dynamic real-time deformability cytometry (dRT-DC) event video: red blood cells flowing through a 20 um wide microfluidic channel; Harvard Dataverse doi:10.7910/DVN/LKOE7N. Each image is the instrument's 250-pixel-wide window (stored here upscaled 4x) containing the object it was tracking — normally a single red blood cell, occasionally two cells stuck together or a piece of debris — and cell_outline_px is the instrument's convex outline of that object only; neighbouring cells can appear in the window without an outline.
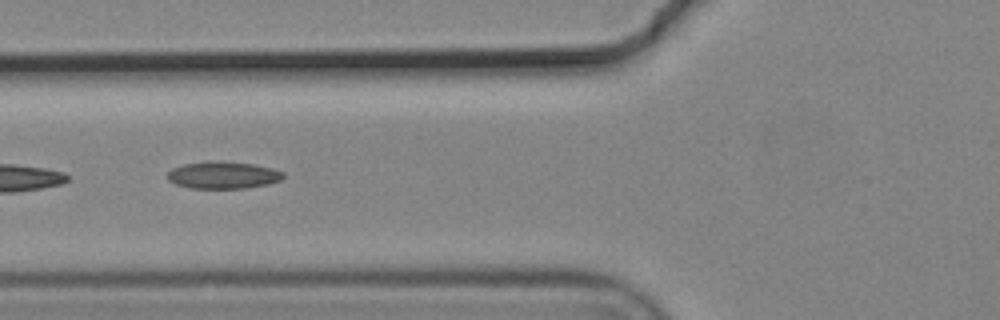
{"species": "common noctule bat (a hibernating species)", "species_latin": "Nyctalus noctula", "temperature_condition": "cold", "stored_images_in_passage": 3, "camera_frame_rate_fps": 3000, "um_per_image_px": 0.085, "animal": {"sex": "male", "body_mass_g": 19.2, "forearm_length_mm": 51.8}, "frame": {"image": 1, "passage_image": 3, "time_ms": 0.667, "image_size_px": [1000, 320], "cell_outline_px": [[284, 176], [280, 180], [268, 184], [244, 188], [188, 188], [176, 184], [168, 180], [168, 172], [172, 168], [184, 164], [208, 160], [252, 164], [272, 168], [284, 172]], "centroid_in_image_um": [18.94, 14.88], "position_along_channel_um": 106.9, "area_um2": 18.26}}